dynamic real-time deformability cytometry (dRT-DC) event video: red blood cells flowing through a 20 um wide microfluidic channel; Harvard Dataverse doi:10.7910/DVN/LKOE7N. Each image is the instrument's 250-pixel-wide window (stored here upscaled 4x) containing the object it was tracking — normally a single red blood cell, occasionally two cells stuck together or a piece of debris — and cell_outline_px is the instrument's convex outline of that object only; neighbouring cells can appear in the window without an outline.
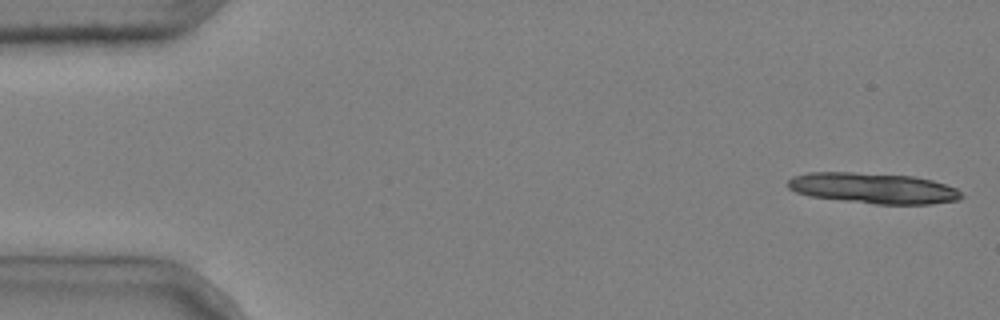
{"species": "common noctule bat (a hibernating species)", "species_latin": "Nyctalus noctula", "temperature_condition": "cold", "stored_images_in_passage": 4, "camera_frame_rate_fps": 3000, "um_per_image_px": 0.085, "animal": {"sex": "male", "body_mass_g": 20.4}, "frame": {"image": 1, "passage_image": 1, "time_ms": 0.0, "image_size_px": [1000, 320], "cell_outline_px": [[964, 196], [960, 200], [932, 204], [876, 204], [808, 196], [796, 192], [788, 188], [788, 180], [792, 176], [808, 172], [856, 172], [916, 176], [932, 180], [956, 188]], "centroid_in_image_um": [74.23, 15.99], "position_along_channel_um": 10.8, "area_um2": 31.27}}